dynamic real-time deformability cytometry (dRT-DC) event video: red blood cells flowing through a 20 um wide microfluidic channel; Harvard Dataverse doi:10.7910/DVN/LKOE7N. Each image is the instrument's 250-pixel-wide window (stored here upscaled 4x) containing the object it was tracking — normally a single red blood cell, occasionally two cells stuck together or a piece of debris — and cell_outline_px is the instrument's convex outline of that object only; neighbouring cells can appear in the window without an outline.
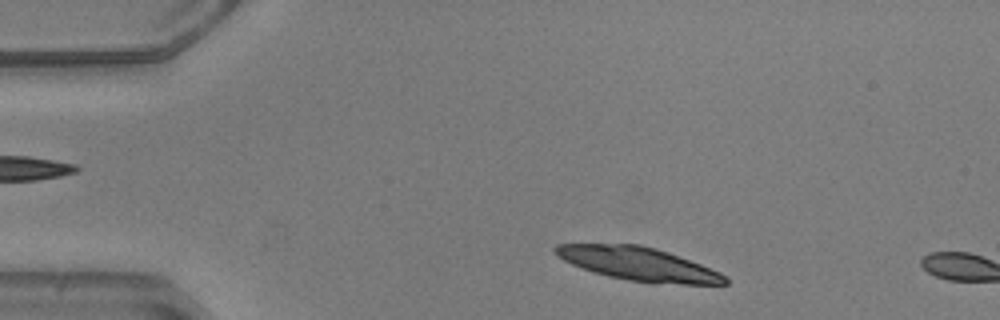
{"species": "common noctule bat (a hibernating species)", "species_latin": "Nyctalus noctula", "temperature_condition": "warm", "stored_images_in_passage": 5, "camera_frame_rate_fps": 3000, "um_per_image_px": 0.085, "animal": {"sex": "male", "body_mass_g": 20.5, "forearm_length_mm": 52.5}, "frame": {"image": 1, "passage_image": 3, "time_ms": 0.667, "image_size_px": [1000, 320], "cell_outline_px": [[728, 284], [652, 284], [628, 280], [608, 276], [592, 272], [572, 264], [564, 260], [552, 248], [556, 244], [640, 244], [656, 248], [668, 252], [700, 264], [720, 272], [728, 276]], "centroid_in_image_um": [54.3, 22.44], "position_along_channel_um": 30.7, "area_um2": 33.06}}